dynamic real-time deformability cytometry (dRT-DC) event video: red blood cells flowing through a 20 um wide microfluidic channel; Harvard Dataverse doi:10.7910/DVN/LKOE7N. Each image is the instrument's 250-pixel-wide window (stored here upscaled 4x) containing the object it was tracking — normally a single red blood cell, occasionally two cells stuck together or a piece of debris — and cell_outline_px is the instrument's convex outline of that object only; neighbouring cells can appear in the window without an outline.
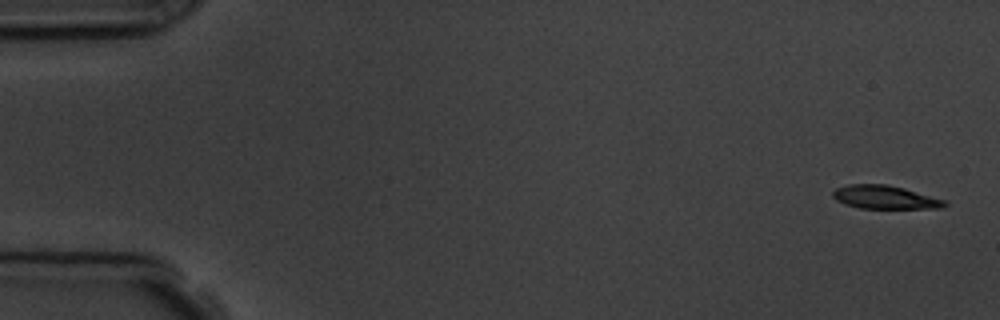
{"species": "common noctule bat (a hibernating species)", "species_latin": "Nyctalus noctula", "temperature_condition": "room temperature", "stored_images_in_passage": 5, "camera_frame_rate_fps": 3000, "um_per_image_px": 0.085, "animal": {"sex": "male", "body_mass_g": 19.5, "forearm_length_mm": 54.6}, "frame": {"image": 1, "passage_image": 1, "time_ms": 0.0, "image_size_px": [1000, 320], "cell_outline_px": [[948, 204], [944, 208], [860, 208], [844, 204], [836, 200], [832, 196], [832, 192], [836, 188], [848, 184], [888, 184], [904, 188], [944, 200]], "centroid_in_image_um": [75.19, 16.76], "position_along_channel_um": 9.8, "area_um2": 15.2}}